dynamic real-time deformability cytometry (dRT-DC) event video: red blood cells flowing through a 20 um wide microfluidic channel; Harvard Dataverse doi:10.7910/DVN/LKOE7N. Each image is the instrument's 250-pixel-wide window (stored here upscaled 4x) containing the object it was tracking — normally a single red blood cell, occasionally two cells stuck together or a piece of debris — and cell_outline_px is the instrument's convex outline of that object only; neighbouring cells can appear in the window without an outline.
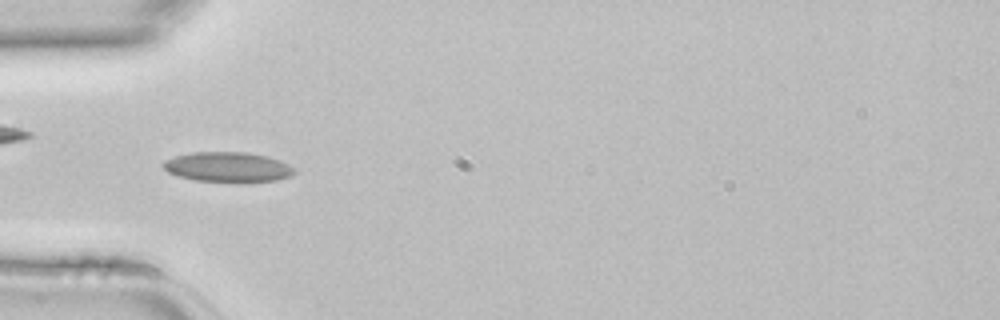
{"species": "common noctule bat (a hibernating species)", "species_latin": "Nyctalus noctula", "temperature_condition": "room temperature", "stored_images_in_passage": 13, "camera_frame_rate_fps": 3000, "um_per_image_px": 0.085, "animal": {"sex": "female", "body_mass_g": 22.7, "forearm_length_mm": 54.2}, "frame": {"image": 1, "passage_image": 10, "time_ms": 3.0, "image_size_px": [1000, 320], "cell_outline_px": [[296, 172], [292, 176], [276, 180], [240, 184], [196, 180], [180, 176], [168, 172], [160, 164], [164, 160], [176, 156], [192, 152], [244, 152], [268, 156], [280, 160], [288, 164]], "centroid_in_image_um": [19.39, 14.22], "position_along_channel_um": 65.6, "area_um2": 23.41}}